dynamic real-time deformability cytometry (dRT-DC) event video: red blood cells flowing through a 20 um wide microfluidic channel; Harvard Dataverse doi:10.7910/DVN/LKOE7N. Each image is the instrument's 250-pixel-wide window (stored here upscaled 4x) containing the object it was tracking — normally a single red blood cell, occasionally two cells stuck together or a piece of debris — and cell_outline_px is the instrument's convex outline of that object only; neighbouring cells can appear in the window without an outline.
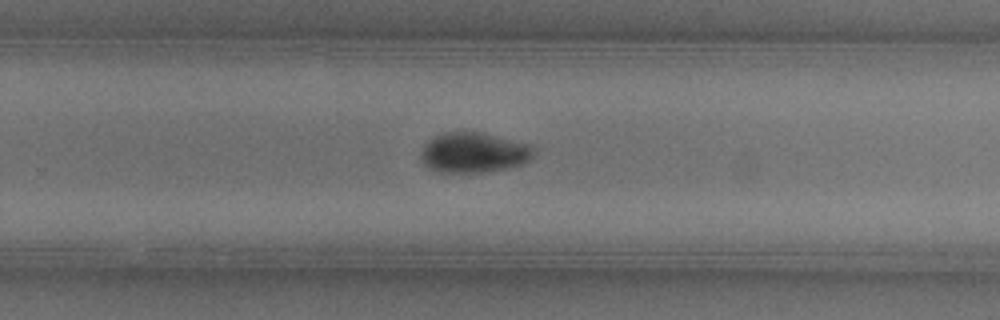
{"species": "common noctule bat (a hibernating species)", "species_latin": "Nyctalus noctula", "temperature_condition": "warm", "stored_images_in_passage": 37, "camera_frame_rate_fps": 3000, "um_per_image_px": 0.085, "animal": {"sex": "female"}, "frame": {"image": 1, "passage_image": 18, "time_ms": 5.667, "image_size_px": [1000, 320], "cell_outline_px": [[536, 152], [524, 164], [508, 168], [484, 172], [440, 172], [428, 168], [420, 160], [420, 156], [424, 148], [436, 136], [444, 132], [484, 132], [532, 144], [536, 148]], "centroid_in_image_um": [40.35, 12.97], "position_along_channel_um": 289.5, "area_um2": 26.59}}
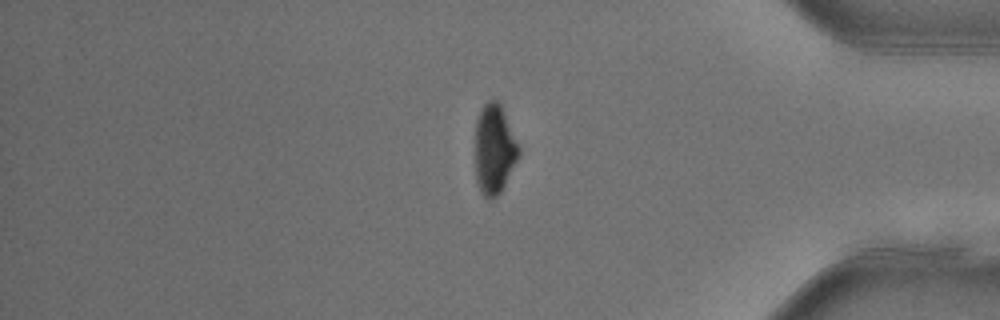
{"frame": {"image": 2, "passage_image": 28, "time_ms": 9.0, "image_size_px": [1000, 320], "cell_outline_px": [[520, 152], [500, 192], [492, 200], [488, 200], [480, 192], [476, 180], [476, 120], [484, 104], [488, 100], [496, 100], [500, 104], [520, 148]], "centroid_in_image_um": [41.99, 12.7], "position_along_channel_um": 393.2, "area_um2": 22.31}}
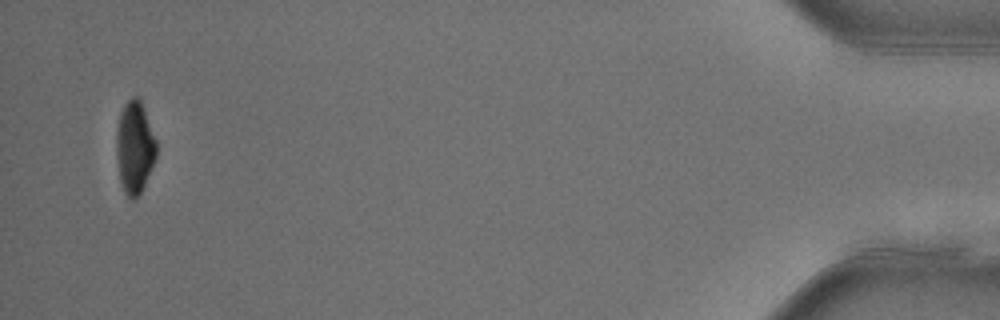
{"frame": {"image": 3, "passage_image": 35, "time_ms": 11.333, "image_size_px": [1000, 320], "cell_outline_px": [[156, 156], [144, 184], [136, 200], [132, 200], [124, 192], [120, 180], [116, 156], [116, 132], [120, 112], [124, 104], [132, 96], [136, 96], [140, 100], [156, 140]], "centroid_in_image_um": [11.42, 12.52], "position_along_channel_um": 423.8, "area_um2": 21.27}, "authors_computed_cell_mechanics": {"area_um2": 25.432, "velocity_mm_per_s": 3.9586, "shape_relaxation_time_tau1_ms": 4.8662, "shape_relaxation_time_tau2_ms": null, "deformation_change_tau1": 0.17, "deformation_change_tau2": null}}